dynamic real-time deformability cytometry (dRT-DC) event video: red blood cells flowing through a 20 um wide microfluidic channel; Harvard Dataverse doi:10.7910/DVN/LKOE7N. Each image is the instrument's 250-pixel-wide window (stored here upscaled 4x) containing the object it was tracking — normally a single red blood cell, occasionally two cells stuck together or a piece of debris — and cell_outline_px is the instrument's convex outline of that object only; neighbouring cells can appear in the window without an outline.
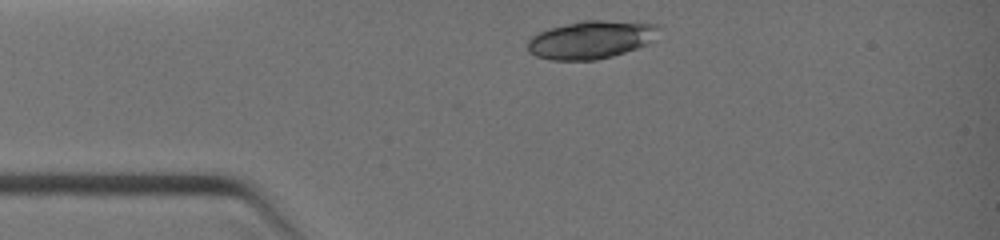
{"species": "common noctule bat (a hibernating species)", "species_latin": "Nyctalus noctula", "temperature_condition": "warm", "stored_images_in_passage": 6, "camera_frame_rate_fps": 3000, "um_per_image_px": 0.085, "animal": {"sex": "female", "body_mass_g": 19.0, "forearm_length_mm": 51.5}, "frame": {"image": 1, "passage_image": 1, "time_ms": 0.0, "image_size_px": [1000, 240], "cell_outline_px": [[660, 28], [652, 40], [648, 44], [612, 56], [596, 60], [552, 60], [536, 56], [528, 52], [528, 40], [532, 36], [548, 28], [580, 20], [604, 20], [656, 24]], "centroid_in_image_um": [50.2, 3.37], "position_along_channel_um": 34.8, "area_um2": 28.96}}
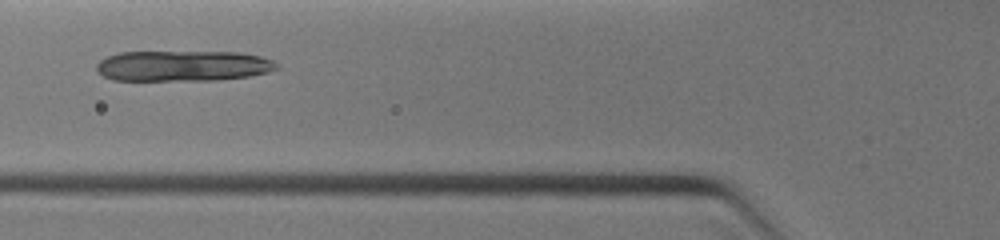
{"frame": {"image": 2, "passage_image": 4, "time_ms": 2.0, "image_size_px": [1000, 240], "cell_outline_px": [[280, 68], [268, 72], [252, 76], [220, 80], [112, 80], [96, 72], [96, 64], [100, 60], [108, 56], [120, 52], [240, 52], [260, 56], [272, 60]], "centroid_in_image_um": [15.55, 5.6], "position_along_channel_um": 110.2, "area_um2": 32.43}}
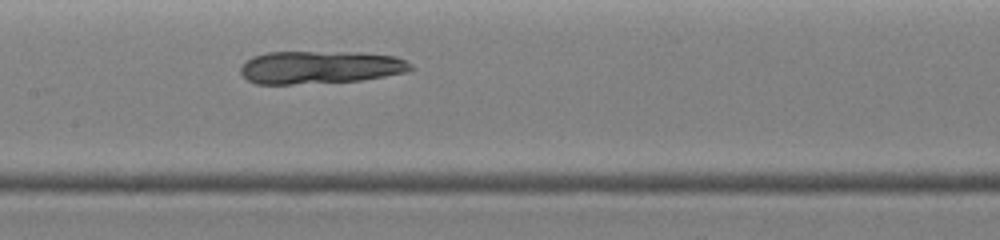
{"frame": {"image": 3, "passage_image": 6, "time_ms": 3.333, "image_size_px": [1000, 240], "cell_outline_px": [[416, 68], [412, 72], [360, 80], [292, 84], [256, 84], [248, 80], [240, 72], [240, 68], [252, 56], [268, 52], [360, 52], [396, 56], [412, 64]], "centroid_in_image_um": [27.28, 5.71], "position_along_channel_um": 180.1, "area_um2": 32.77}}